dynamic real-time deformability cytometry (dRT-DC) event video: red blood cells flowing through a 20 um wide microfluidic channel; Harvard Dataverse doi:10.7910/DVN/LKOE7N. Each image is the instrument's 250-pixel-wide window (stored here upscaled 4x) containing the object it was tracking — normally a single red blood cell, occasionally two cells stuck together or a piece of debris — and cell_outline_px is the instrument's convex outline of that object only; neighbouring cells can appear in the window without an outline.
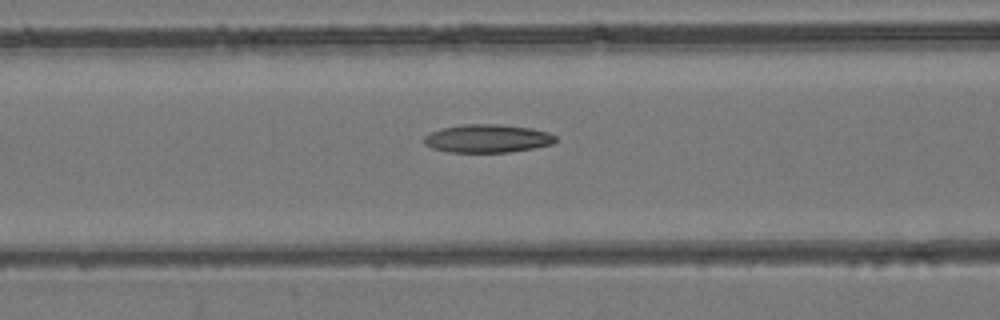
{"species": "common noctule bat (a hibernating species)", "species_latin": "Nyctalus noctula", "temperature_condition": "room temperature", "stored_images_in_passage": 45, "camera_frame_rate_fps": 3000, "um_per_image_px": 0.085, "animal": {"sex": "female", "body_mass_g": 24.6, "forearm_length_mm": 56.2}, "frame": {"image": 1, "passage_image": 21, "time_ms": 6.667, "image_size_px": [1000, 320], "cell_outline_px": [[556, 140], [552, 144], [536, 148], [508, 152], [448, 152], [432, 148], [424, 144], [420, 140], [424, 136], [432, 132], [444, 128], [460, 124], [500, 124], [532, 128], [548, 132], [556, 136]], "centroid_in_image_um": [41.42, 11.77], "position_along_channel_um": 125.2, "area_um2": 21.79}}
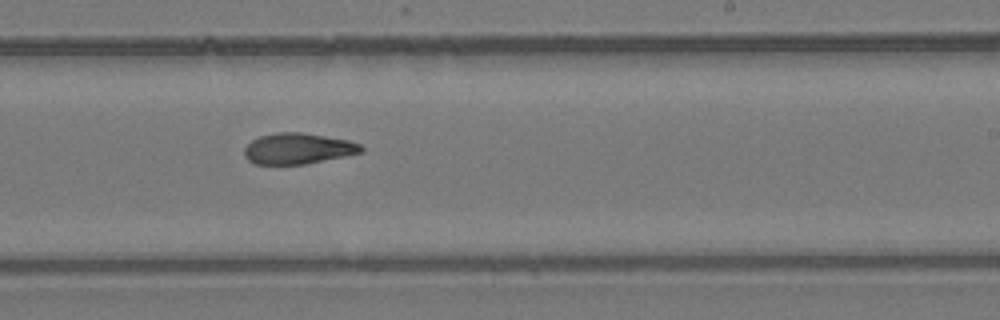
{"frame": {"image": 2, "passage_image": 31, "time_ms": 10.0, "image_size_px": [1000, 320], "cell_outline_px": [[364, 152], [304, 164], [256, 164], [248, 160], [244, 156], [244, 148], [252, 140], [260, 136], [280, 132], [300, 132], [348, 140], [360, 144], [364, 148]], "centroid_in_image_um": [25.32, 12.63], "position_along_channel_um": 263.7, "area_um2": 20.87}}
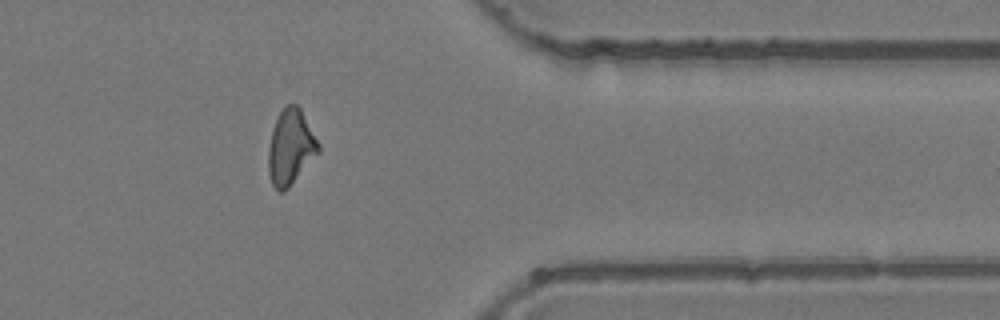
{"frame": {"image": 3, "passage_image": 41, "time_ms": 13.333, "image_size_px": [1000, 320], "cell_outline_px": [[320, 152], [288, 188], [284, 192], [280, 192], [272, 184], [268, 172], [268, 148], [272, 128], [276, 116], [284, 104], [296, 104], [300, 108], [320, 144]], "centroid_in_image_um": [24.69, 12.49], "position_along_channel_um": 386.7, "area_um2": 22.2}}